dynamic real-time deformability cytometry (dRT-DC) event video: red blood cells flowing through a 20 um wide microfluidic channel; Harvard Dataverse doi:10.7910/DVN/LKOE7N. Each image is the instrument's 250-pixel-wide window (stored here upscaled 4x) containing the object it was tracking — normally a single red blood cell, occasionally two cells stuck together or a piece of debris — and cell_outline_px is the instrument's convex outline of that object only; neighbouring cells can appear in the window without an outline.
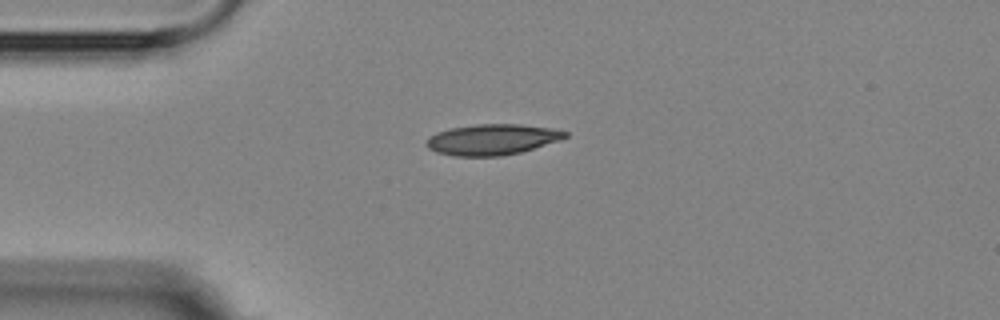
{"species": "Egyptian fruit bat (a non-hibernating species)", "species_latin": "Rousettus aegyptiacus", "temperature_condition": "room temperature", "stored_images_in_passage": 7, "camera_frame_rate_fps": 3000, "um_per_image_px": 0.085, "animal": {"sex": "female"}, "frame": {"image": 1, "passage_image": 1, "time_ms": 0.0, "image_size_px": [1000, 320], "cell_outline_px": [[568, 136], [560, 140], [520, 152], [500, 156], [456, 156], [436, 152], [428, 148], [424, 144], [428, 136], [436, 132], [448, 128], [476, 124], [520, 124], [552, 128], [568, 132]], "centroid_in_image_um": [41.79, 11.85], "position_along_channel_um": 43.2, "area_um2": 25.03}}
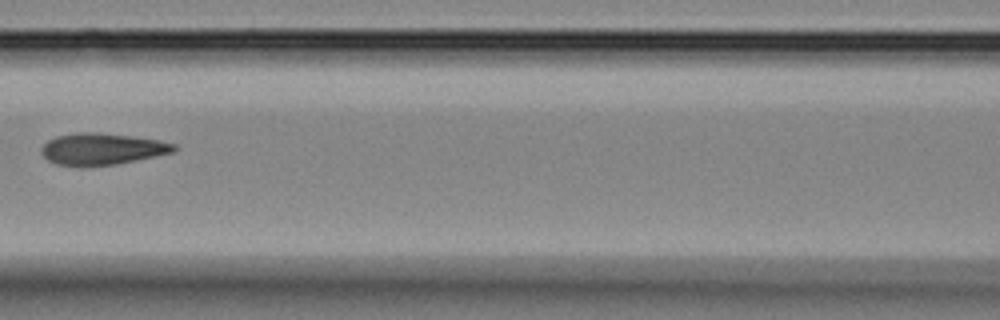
{"frame": {"image": 2, "passage_image": 4, "time_ms": 3.667, "image_size_px": [1000, 320], "cell_outline_px": [[180, 148], [176, 152], [116, 164], [84, 168], [76, 168], [56, 164], [48, 160], [40, 152], [40, 148], [48, 140], [56, 136], [76, 132], [96, 132], [132, 136], [160, 140], [176, 144]], "centroid_in_image_um": [8.67, 12.68], "position_along_channel_um": 157.9, "area_um2": 25.14}}
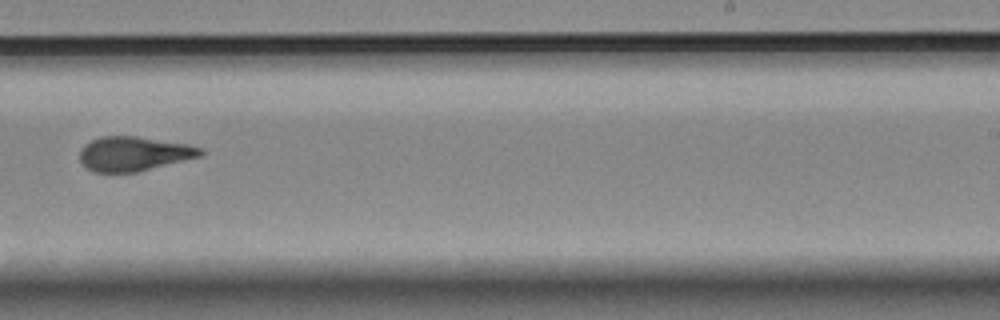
{"frame": {"image": 3, "passage_image": 7, "time_ms": 7.0, "image_size_px": [1000, 320], "cell_outline_px": [[204, 156], [136, 172], [92, 172], [80, 160], [80, 148], [84, 144], [100, 136], [136, 136], [188, 144], [204, 148]], "centroid_in_image_um": [11.41, 13.06], "position_along_channel_um": 277.6, "area_um2": 24.39}}